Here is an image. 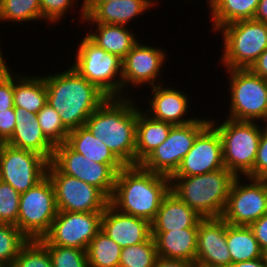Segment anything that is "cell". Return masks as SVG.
Wrapping results in <instances>:
<instances>
[{
    "label": "cell",
    "instance_id": "cell-40",
    "mask_svg": "<svg viewBox=\"0 0 267 267\" xmlns=\"http://www.w3.org/2000/svg\"><path fill=\"white\" fill-rule=\"evenodd\" d=\"M265 173H267V126L264 125L258 145L254 168L247 177L261 178Z\"/></svg>",
    "mask_w": 267,
    "mask_h": 267
},
{
    "label": "cell",
    "instance_id": "cell-4",
    "mask_svg": "<svg viewBox=\"0 0 267 267\" xmlns=\"http://www.w3.org/2000/svg\"><path fill=\"white\" fill-rule=\"evenodd\" d=\"M236 176L222 168L202 175L170 177V191L202 218L221 217Z\"/></svg>",
    "mask_w": 267,
    "mask_h": 267
},
{
    "label": "cell",
    "instance_id": "cell-5",
    "mask_svg": "<svg viewBox=\"0 0 267 267\" xmlns=\"http://www.w3.org/2000/svg\"><path fill=\"white\" fill-rule=\"evenodd\" d=\"M210 123L220 134L225 168L236 177H247L253 171L264 127H260L257 121H238L226 117L222 123L210 118Z\"/></svg>",
    "mask_w": 267,
    "mask_h": 267
},
{
    "label": "cell",
    "instance_id": "cell-15",
    "mask_svg": "<svg viewBox=\"0 0 267 267\" xmlns=\"http://www.w3.org/2000/svg\"><path fill=\"white\" fill-rule=\"evenodd\" d=\"M48 165L49 161L35 152L7 145L0 156V180L23 193L47 176Z\"/></svg>",
    "mask_w": 267,
    "mask_h": 267
},
{
    "label": "cell",
    "instance_id": "cell-33",
    "mask_svg": "<svg viewBox=\"0 0 267 267\" xmlns=\"http://www.w3.org/2000/svg\"><path fill=\"white\" fill-rule=\"evenodd\" d=\"M158 257L155 239L122 248L119 267H154Z\"/></svg>",
    "mask_w": 267,
    "mask_h": 267
},
{
    "label": "cell",
    "instance_id": "cell-14",
    "mask_svg": "<svg viewBox=\"0 0 267 267\" xmlns=\"http://www.w3.org/2000/svg\"><path fill=\"white\" fill-rule=\"evenodd\" d=\"M167 56L166 50L138 41L122 59V97L131 96L126 91L131 86L141 88L143 85L153 87L162 84L160 72H163Z\"/></svg>",
    "mask_w": 267,
    "mask_h": 267
},
{
    "label": "cell",
    "instance_id": "cell-30",
    "mask_svg": "<svg viewBox=\"0 0 267 267\" xmlns=\"http://www.w3.org/2000/svg\"><path fill=\"white\" fill-rule=\"evenodd\" d=\"M226 243L232 263L262 257V250L249 226H233L226 222Z\"/></svg>",
    "mask_w": 267,
    "mask_h": 267
},
{
    "label": "cell",
    "instance_id": "cell-21",
    "mask_svg": "<svg viewBox=\"0 0 267 267\" xmlns=\"http://www.w3.org/2000/svg\"><path fill=\"white\" fill-rule=\"evenodd\" d=\"M151 87L153 96L149 95L147 103L150 105L144 112L153 119L168 122L173 125H184L192 123L198 117L188 118V108L190 107L189 96L179 89H174L169 85L164 84ZM186 116V118H184Z\"/></svg>",
    "mask_w": 267,
    "mask_h": 267
},
{
    "label": "cell",
    "instance_id": "cell-29",
    "mask_svg": "<svg viewBox=\"0 0 267 267\" xmlns=\"http://www.w3.org/2000/svg\"><path fill=\"white\" fill-rule=\"evenodd\" d=\"M260 0H215L210 6L212 32L230 23L253 19Z\"/></svg>",
    "mask_w": 267,
    "mask_h": 267
},
{
    "label": "cell",
    "instance_id": "cell-3",
    "mask_svg": "<svg viewBox=\"0 0 267 267\" xmlns=\"http://www.w3.org/2000/svg\"><path fill=\"white\" fill-rule=\"evenodd\" d=\"M169 191L170 177L148 171L140 164L127 165L116 175L109 203L119 212L151 223Z\"/></svg>",
    "mask_w": 267,
    "mask_h": 267
},
{
    "label": "cell",
    "instance_id": "cell-20",
    "mask_svg": "<svg viewBox=\"0 0 267 267\" xmlns=\"http://www.w3.org/2000/svg\"><path fill=\"white\" fill-rule=\"evenodd\" d=\"M101 230L121 248L141 244L152 236L149 221L119 212L110 203L103 211Z\"/></svg>",
    "mask_w": 267,
    "mask_h": 267
},
{
    "label": "cell",
    "instance_id": "cell-26",
    "mask_svg": "<svg viewBox=\"0 0 267 267\" xmlns=\"http://www.w3.org/2000/svg\"><path fill=\"white\" fill-rule=\"evenodd\" d=\"M94 24L95 31L86 33V35L106 52L123 59L128 52L138 43L137 34L131 31L129 26L88 23L89 26Z\"/></svg>",
    "mask_w": 267,
    "mask_h": 267
},
{
    "label": "cell",
    "instance_id": "cell-19",
    "mask_svg": "<svg viewBox=\"0 0 267 267\" xmlns=\"http://www.w3.org/2000/svg\"><path fill=\"white\" fill-rule=\"evenodd\" d=\"M195 261L213 267L232 264L226 243V221L222 217L203 218L199 222Z\"/></svg>",
    "mask_w": 267,
    "mask_h": 267
},
{
    "label": "cell",
    "instance_id": "cell-13",
    "mask_svg": "<svg viewBox=\"0 0 267 267\" xmlns=\"http://www.w3.org/2000/svg\"><path fill=\"white\" fill-rule=\"evenodd\" d=\"M103 212L58 211L49 232L41 239L44 245H59L87 250L101 230Z\"/></svg>",
    "mask_w": 267,
    "mask_h": 267
},
{
    "label": "cell",
    "instance_id": "cell-39",
    "mask_svg": "<svg viewBox=\"0 0 267 267\" xmlns=\"http://www.w3.org/2000/svg\"><path fill=\"white\" fill-rule=\"evenodd\" d=\"M79 0H39L41 12H42V21H46L48 26L49 24L59 23L64 17L65 14L70 12L71 8H74V4Z\"/></svg>",
    "mask_w": 267,
    "mask_h": 267
},
{
    "label": "cell",
    "instance_id": "cell-9",
    "mask_svg": "<svg viewBox=\"0 0 267 267\" xmlns=\"http://www.w3.org/2000/svg\"><path fill=\"white\" fill-rule=\"evenodd\" d=\"M57 214L55 191L48 176L20 193L17 227L29 240L43 238Z\"/></svg>",
    "mask_w": 267,
    "mask_h": 267
},
{
    "label": "cell",
    "instance_id": "cell-45",
    "mask_svg": "<svg viewBox=\"0 0 267 267\" xmlns=\"http://www.w3.org/2000/svg\"><path fill=\"white\" fill-rule=\"evenodd\" d=\"M154 267H192V263L180 259L158 256Z\"/></svg>",
    "mask_w": 267,
    "mask_h": 267
},
{
    "label": "cell",
    "instance_id": "cell-50",
    "mask_svg": "<svg viewBox=\"0 0 267 267\" xmlns=\"http://www.w3.org/2000/svg\"><path fill=\"white\" fill-rule=\"evenodd\" d=\"M192 267H213V266L204 265L202 263H198V262L194 261L192 263Z\"/></svg>",
    "mask_w": 267,
    "mask_h": 267
},
{
    "label": "cell",
    "instance_id": "cell-34",
    "mask_svg": "<svg viewBox=\"0 0 267 267\" xmlns=\"http://www.w3.org/2000/svg\"><path fill=\"white\" fill-rule=\"evenodd\" d=\"M29 239L15 225L0 223V264L11 267Z\"/></svg>",
    "mask_w": 267,
    "mask_h": 267
},
{
    "label": "cell",
    "instance_id": "cell-49",
    "mask_svg": "<svg viewBox=\"0 0 267 267\" xmlns=\"http://www.w3.org/2000/svg\"><path fill=\"white\" fill-rule=\"evenodd\" d=\"M7 145H8L7 140L2 135H0V156L4 152V149Z\"/></svg>",
    "mask_w": 267,
    "mask_h": 267
},
{
    "label": "cell",
    "instance_id": "cell-54",
    "mask_svg": "<svg viewBox=\"0 0 267 267\" xmlns=\"http://www.w3.org/2000/svg\"><path fill=\"white\" fill-rule=\"evenodd\" d=\"M215 0H207V6H210Z\"/></svg>",
    "mask_w": 267,
    "mask_h": 267
},
{
    "label": "cell",
    "instance_id": "cell-38",
    "mask_svg": "<svg viewBox=\"0 0 267 267\" xmlns=\"http://www.w3.org/2000/svg\"><path fill=\"white\" fill-rule=\"evenodd\" d=\"M20 193L0 180V223L17 226Z\"/></svg>",
    "mask_w": 267,
    "mask_h": 267
},
{
    "label": "cell",
    "instance_id": "cell-35",
    "mask_svg": "<svg viewBox=\"0 0 267 267\" xmlns=\"http://www.w3.org/2000/svg\"><path fill=\"white\" fill-rule=\"evenodd\" d=\"M37 119L45 137L54 145L66 142L69 130L63 125L59 114L46 104L38 113Z\"/></svg>",
    "mask_w": 267,
    "mask_h": 267
},
{
    "label": "cell",
    "instance_id": "cell-27",
    "mask_svg": "<svg viewBox=\"0 0 267 267\" xmlns=\"http://www.w3.org/2000/svg\"><path fill=\"white\" fill-rule=\"evenodd\" d=\"M136 123V165L166 141L173 124L153 119L139 108Z\"/></svg>",
    "mask_w": 267,
    "mask_h": 267
},
{
    "label": "cell",
    "instance_id": "cell-22",
    "mask_svg": "<svg viewBox=\"0 0 267 267\" xmlns=\"http://www.w3.org/2000/svg\"><path fill=\"white\" fill-rule=\"evenodd\" d=\"M16 126L8 145L35 152L49 162L52 160L55 146L45 137L39 125L37 114L23 108H14Z\"/></svg>",
    "mask_w": 267,
    "mask_h": 267
},
{
    "label": "cell",
    "instance_id": "cell-2",
    "mask_svg": "<svg viewBox=\"0 0 267 267\" xmlns=\"http://www.w3.org/2000/svg\"><path fill=\"white\" fill-rule=\"evenodd\" d=\"M43 77L47 104L56 110L69 131L84 126L89 116L109 98L71 66Z\"/></svg>",
    "mask_w": 267,
    "mask_h": 267
},
{
    "label": "cell",
    "instance_id": "cell-16",
    "mask_svg": "<svg viewBox=\"0 0 267 267\" xmlns=\"http://www.w3.org/2000/svg\"><path fill=\"white\" fill-rule=\"evenodd\" d=\"M62 174L73 176L100 189L109 199L112 197L117 173L108 165L92 162L66 143L55 146L50 161Z\"/></svg>",
    "mask_w": 267,
    "mask_h": 267
},
{
    "label": "cell",
    "instance_id": "cell-11",
    "mask_svg": "<svg viewBox=\"0 0 267 267\" xmlns=\"http://www.w3.org/2000/svg\"><path fill=\"white\" fill-rule=\"evenodd\" d=\"M58 211L103 212L109 198L97 187L73 176L62 174L51 162L47 168Z\"/></svg>",
    "mask_w": 267,
    "mask_h": 267
},
{
    "label": "cell",
    "instance_id": "cell-44",
    "mask_svg": "<svg viewBox=\"0 0 267 267\" xmlns=\"http://www.w3.org/2000/svg\"><path fill=\"white\" fill-rule=\"evenodd\" d=\"M249 70L255 75L267 80V49H265L258 59L251 65Z\"/></svg>",
    "mask_w": 267,
    "mask_h": 267
},
{
    "label": "cell",
    "instance_id": "cell-36",
    "mask_svg": "<svg viewBox=\"0 0 267 267\" xmlns=\"http://www.w3.org/2000/svg\"><path fill=\"white\" fill-rule=\"evenodd\" d=\"M11 267H53L48 249L40 240H28Z\"/></svg>",
    "mask_w": 267,
    "mask_h": 267
},
{
    "label": "cell",
    "instance_id": "cell-46",
    "mask_svg": "<svg viewBox=\"0 0 267 267\" xmlns=\"http://www.w3.org/2000/svg\"><path fill=\"white\" fill-rule=\"evenodd\" d=\"M254 20L267 23V0H260L256 13L254 15Z\"/></svg>",
    "mask_w": 267,
    "mask_h": 267
},
{
    "label": "cell",
    "instance_id": "cell-12",
    "mask_svg": "<svg viewBox=\"0 0 267 267\" xmlns=\"http://www.w3.org/2000/svg\"><path fill=\"white\" fill-rule=\"evenodd\" d=\"M244 178L234 179L221 216L233 226H250L267 213V187L264 182L260 178Z\"/></svg>",
    "mask_w": 267,
    "mask_h": 267
},
{
    "label": "cell",
    "instance_id": "cell-10",
    "mask_svg": "<svg viewBox=\"0 0 267 267\" xmlns=\"http://www.w3.org/2000/svg\"><path fill=\"white\" fill-rule=\"evenodd\" d=\"M209 123L210 119H203L200 116L192 123L173 125L166 141L148 155L140 165L153 173L171 177L192 148L196 136Z\"/></svg>",
    "mask_w": 267,
    "mask_h": 267
},
{
    "label": "cell",
    "instance_id": "cell-17",
    "mask_svg": "<svg viewBox=\"0 0 267 267\" xmlns=\"http://www.w3.org/2000/svg\"><path fill=\"white\" fill-rule=\"evenodd\" d=\"M225 168L222 143L217 129L209 123L195 138L192 148L171 177L202 175Z\"/></svg>",
    "mask_w": 267,
    "mask_h": 267
},
{
    "label": "cell",
    "instance_id": "cell-32",
    "mask_svg": "<svg viewBox=\"0 0 267 267\" xmlns=\"http://www.w3.org/2000/svg\"><path fill=\"white\" fill-rule=\"evenodd\" d=\"M42 21L39 0H2L0 4V22L7 21L22 24L28 21Z\"/></svg>",
    "mask_w": 267,
    "mask_h": 267
},
{
    "label": "cell",
    "instance_id": "cell-37",
    "mask_svg": "<svg viewBox=\"0 0 267 267\" xmlns=\"http://www.w3.org/2000/svg\"><path fill=\"white\" fill-rule=\"evenodd\" d=\"M53 267H89L87 251L59 245H45Z\"/></svg>",
    "mask_w": 267,
    "mask_h": 267
},
{
    "label": "cell",
    "instance_id": "cell-55",
    "mask_svg": "<svg viewBox=\"0 0 267 267\" xmlns=\"http://www.w3.org/2000/svg\"><path fill=\"white\" fill-rule=\"evenodd\" d=\"M263 123H266L265 126H267V115H266V119Z\"/></svg>",
    "mask_w": 267,
    "mask_h": 267
},
{
    "label": "cell",
    "instance_id": "cell-28",
    "mask_svg": "<svg viewBox=\"0 0 267 267\" xmlns=\"http://www.w3.org/2000/svg\"><path fill=\"white\" fill-rule=\"evenodd\" d=\"M14 108L37 114L47 104V88L43 75L14 74Z\"/></svg>",
    "mask_w": 267,
    "mask_h": 267
},
{
    "label": "cell",
    "instance_id": "cell-7",
    "mask_svg": "<svg viewBox=\"0 0 267 267\" xmlns=\"http://www.w3.org/2000/svg\"><path fill=\"white\" fill-rule=\"evenodd\" d=\"M80 41L71 67L108 97H122V59L100 48L87 35Z\"/></svg>",
    "mask_w": 267,
    "mask_h": 267
},
{
    "label": "cell",
    "instance_id": "cell-23",
    "mask_svg": "<svg viewBox=\"0 0 267 267\" xmlns=\"http://www.w3.org/2000/svg\"><path fill=\"white\" fill-rule=\"evenodd\" d=\"M203 218L171 191L164 197L151 222V232H167L184 228H198Z\"/></svg>",
    "mask_w": 267,
    "mask_h": 267
},
{
    "label": "cell",
    "instance_id": "cell-41",
    "mask_svg": "<svg viewBox=\"0 0 267 267\" xmlns=\"http://www.w3.org/2000/svg\"><path fill=\"white\" fill-rule=\"evenodd\" d=\"M14 73H10L0 83V112L14 107L13 100Z\"/></svg>",
    "mask_w": 267,
    "mask_h": 267
},
{
    "label": "cell",
    "instance_id": "cell-25",
    "mask_svg": "<svg viewBox=\"0 0 267 267\" xmlns=\"http://www.w3.org/2000/svg\"><path fill=\"white\" fill-rule=\"evenodd\" d=\"M73 151L80 153L92 162L108 164L116 173L125 165L109 150V148L87 130L85 126L69 132L66 142Z\"/></svg>",
    "mask_w": 267,
    "mask_h": 267
},
{
    "label": "cell",
    "instance_id": "cell-43",
    "mask_svg": "<svg viewBox=\"0 0 267 267\" xmlns=\"http://www.w3.org/2000/svg\"><path fill=\"white\" fill-rule=\"evenodd\" d=\"M258 241L261 250L267 249V213L249 226Z\"/></svg>",
    "mask_w": 267,
    "mask_h": 267
},
{
    "label": "cell",
    "instance_id": "cell-24",
    "mask_svg": "<svg viewBox=\"0 0 267 267\" xmlns=\"http://www.w3.org/2000/svg\"><path fill=\"white\" fill-rule=\"evenodd\" d=\"M198 228L167 232H151L159 257L180 259L193 263L196 259Z\"/></svg>",
    "mask_w": 267,
    "mask_h": 267
},
{
    "label": "cell",
    "instance_id": "cell-52",
    "mask_svg": "<svg viewBox=\"0 0 267 267\" xmlns=\"http://www.w3.org/2000/svg\"><path fill=\"white\" fill-rule=\"evenodd\" d=\"M112 0H84V2H110Z\"/></svg>",
    "mask_w": 267,
    "mask_h": 267
},
{
    "label": "cell",
    "instance_id": "cell-42",
    "mask_svg": "<svg viewBox=\"0 0 267 267\" xmlns=\"http://www.w3.org/2000/svg\"><path fill=\"white\" fill-rule=\"evenodd\" d=\"M16 126V115L14 112V107L11 109H6L0 112V135H2L6 140H8L15 129Z\"/></svg>",
    "mask_w": 267,
    "mask_h": 267
},
{
    "label": "cell",
    "instance_id": "cell-8",
    "mask_svg": "<svg viewBox=\"0 0 267 267\" xmlns=\"http://www.w3.org/2000/svg\"><path fill=\"white\" fill-rule=\"evenodd\" d=\"M229 106L227 118L238 121H265L267 115V80L249 69H226Z\"/></svg>",
    "mask_w": 267,
    "mask_h": 267
},
{
    "label": "cell",
    "instance_id": "cell-48",
    "mask_svg": "<svg viewBox=\"0 0 267 267\" xmlns=\"http://www.w3.org/2000/svg\"><path fill=\"white\" fill-rule=\"evenodd\" d=\"M6 59L3 56L2 50H0V83L13 71L8 68Z\"/></svg>",
    "mask_w": 267,
    "mask_h": 267
},
{
    "label": "cell",
    "instance_id": "cell-51",
    "mask_svg": "<svg viewBox=\"0 0 267 267\" xmlns=\"http://www.w3.org/2000/svg\"><path fill=\"white\" fill-rule=\"evenodd\" d=\"M262 257L264 259L265 264L267 265V249L263 250Z\"/></svg>",
    "mask_w": 267,
    "mask_h": 267
},
{
    "label": "cell",
    "instance_id": "cell-53",
    "mask_svg": "<svg viewBox=\"0 0 267 267\" xmlns=\"http://www.w3.org/2000/svg\"><path fill=\"white\" fill-rule=\"evenodd\" d=\"M260 179L264 182L265 186L267 187V173H265Z\"/></svg>",
    "mask_w": 267,
    "mask_h": 267
},
{
    "label": "cell",
    "instance_id": "cell-6",
    "mask_svg": "<svg viewBox=\"0 0 267 267\" xmlns=\"http://www.w3.org/2000/svg\"><path fill=\"white\" fill-rule=\"evenodd\" d=\"M225 69H249L267 49V23L254 19L240 20L220 27Z\"/></svg>",
    "mask_w": 267,
    "mask_h": 267
},
{
    "label": "cell",
    "instance_id": "cell-47",
    "mask_svg": "<svg viewBox=\"0 0 267 267\" xmlns=\"http://www.w3.org/2000/svg\"><path fill=\"white\" fill-rule=\"evenodd\" d=\"M229 267H267L263 257L254 260L232 263Z\"/></svg>",
    "mask_w": 267,
    "mask_h": 267
},
{
    "label": "cell",
    "instance_id": "cell-31",
    "mask_svg": "<svg viewBox=\"0 0 267 267\" xmlns=\"http://www.w3.org/2000/svg\"><path fill=\"white\" fill-rule=\"evenodd\" d=\"M122 248L102 230L87 248L89 267H119Z\"/></svg>",
    "mask_w": 267,
    "mask_h": 267
},
{
    "label": "cell",
    "instance_id": "cell-1",
    "mask_svg": "<svg viewBox=\"0 0 267 267\" xmlns=\"http://www.w3.org/2000/svg\"><path fill=\"white\" fill-rule=\"evenodd\" d=\"M138 104L132 97H109L84 126L125 165H136Z\"/></svg>",
    "mask_w": 267,
    "mask_h": 267
},
{
    "label": "cell",
    "instance_id": "cell-18",
    "mask_svg": "<svg viewBox=\"0 0 267 267\" xmlns=\"http://www.w3.org/2000/svg\"><path fill=\"white\" fill-rule=\"evenodd\" d=\"M80 3V21L87 23H101L128 26L135 17L151 10L158 4L155 0H112L110 2ZM151 8V9H150Z\"/></svg>",
    "mask_w": 267,
    "mask_h": 267
}]
</instances>
